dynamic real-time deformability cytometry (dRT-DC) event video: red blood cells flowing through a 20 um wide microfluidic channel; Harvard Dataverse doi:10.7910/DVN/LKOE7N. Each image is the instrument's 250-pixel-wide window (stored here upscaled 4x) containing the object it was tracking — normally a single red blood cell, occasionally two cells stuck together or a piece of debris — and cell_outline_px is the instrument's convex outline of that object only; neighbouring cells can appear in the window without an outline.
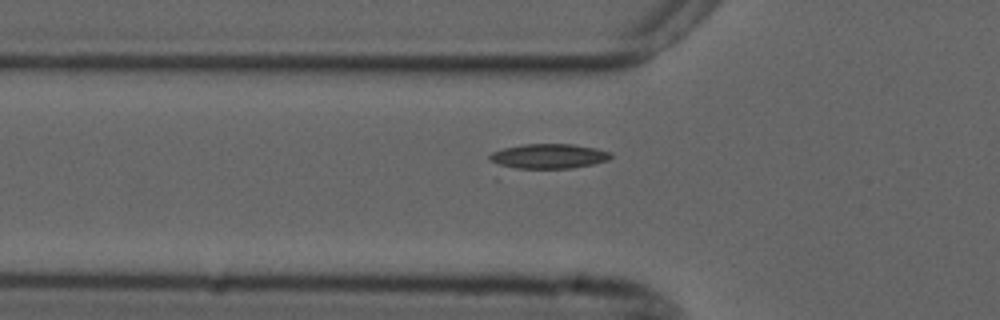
{"species": "common noctule bat (a hibernating species)", "species_latin": "Nyctalus noctula", "temperature_condition": "cold", "stored_images_in_passage": 32, "camera_frame_rate_fps": 3000, "um_per_image_px": 0.085, "animal": {"sex": "male", "forearm_length_mm": 52.5}, "frame": {"image": 1, "passage_image": 2, "time_ms": 0.333, "image_size_px": [1000, 320], "cell_outline_px": [[612, 156], [608, 160], [592, 164], [572, 168], [504, 168], [488, 160], [488, 156], [492, 152], [504, 148], [524, 144], [572, 144], [596, 148], [612, 152]], "centroid_in_image_um": [46.6, 13.28], "position_along_channel_um": 79.2, "area_um2": 17.63}}
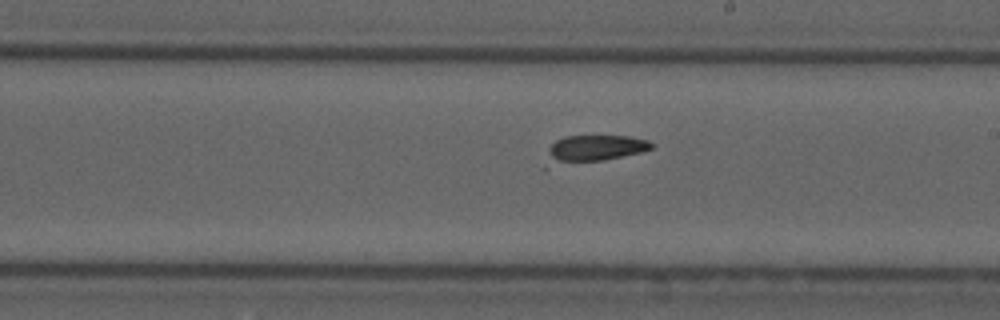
{"frame": {"image": 2, "passage_image": 15, "time_ms": 4.667, "image_size_px": [1000, 320], "cell_outline_px": [[652, 148], [640, 152], [604, 160], [552, 160], [548, 148], [556, 140], [564, 136], [628, 136], [648, 140], [652, 144]], "centroid_in_image_um": [50.69, 12.54], "position_along_channel_um": 238.3, "area_um2": 14.91}}
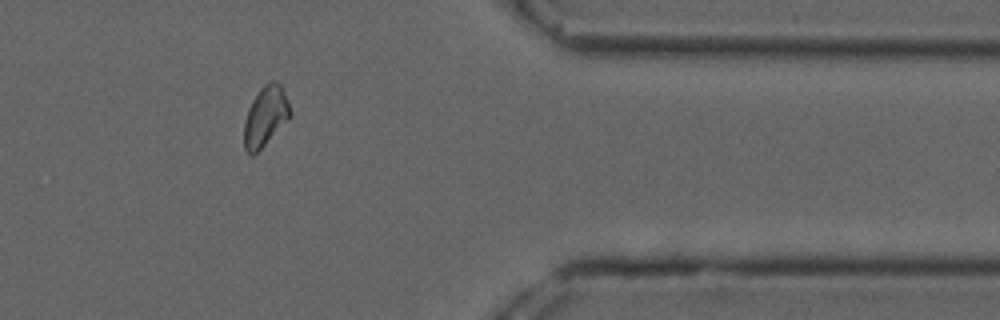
{"frame": {"image": 3, "passage_image": 29, "time_ms": 9.333, "image_size_px": [1000, 320], "cell_outline_px": [[292, 116], [252, 156], [244, 148], [244, 120], [248, 108], [252, 100], [260, 88], [264, 84], [272, 80], [276, 80], [280, 84], [288, 100], [292, 112]], "centroid_in_image_um": [22.57, 9.84], "position_along_channel_um": 388.8, "area_um2": 16.07}, "authors_computed_cell_mechanics": {"area_um2": 16.9065, "velocity_mm_per_s": 3.6758, "shape_relaxation_time_tau1_ms": 8.3869, "shape_relaxation_time_tau2_ms": null, "deformation_change_tau1": 0.1586, "deformation_change_tau2": null}}